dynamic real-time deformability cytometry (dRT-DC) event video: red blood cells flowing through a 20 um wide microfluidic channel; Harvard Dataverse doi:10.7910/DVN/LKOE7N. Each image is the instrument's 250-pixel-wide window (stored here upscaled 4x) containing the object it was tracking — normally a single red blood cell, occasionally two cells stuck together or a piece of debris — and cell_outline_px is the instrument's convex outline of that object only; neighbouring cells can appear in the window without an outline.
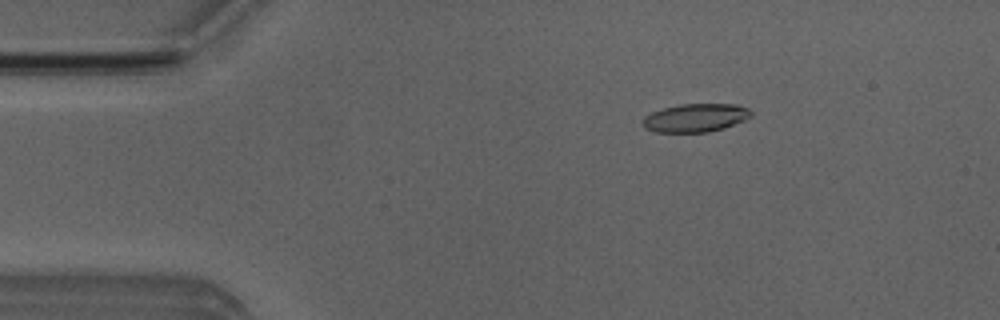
{"species": "Egyptian fruit bat (a non-hibernating species)", "species_latin": "Rousettus aegyptiacus", "temperature_condition": "room temperature", "stored_images_in_passage": 5, "camera_frame_rate_fps": 3000, "um_per_image_px": 0.085, "animal": {"sex": "male"}, "frame": {"image": 1, "passage_image": 2, "time_ms": 0.333, "image_size_px": [1000, 320], "cell_outline_px": [[752, 116], [744, 120], [724, 128], [708, 132], [652, 132], [644, 128], [644, 116], [652, 112], [664, 108], [680, 104], [736, 104], [748, 108], [752, 112]], "centroid_in_image_um": [59.12, 10.01], "position_along_channel_um": 25.9, "area_um2": 17.86}}